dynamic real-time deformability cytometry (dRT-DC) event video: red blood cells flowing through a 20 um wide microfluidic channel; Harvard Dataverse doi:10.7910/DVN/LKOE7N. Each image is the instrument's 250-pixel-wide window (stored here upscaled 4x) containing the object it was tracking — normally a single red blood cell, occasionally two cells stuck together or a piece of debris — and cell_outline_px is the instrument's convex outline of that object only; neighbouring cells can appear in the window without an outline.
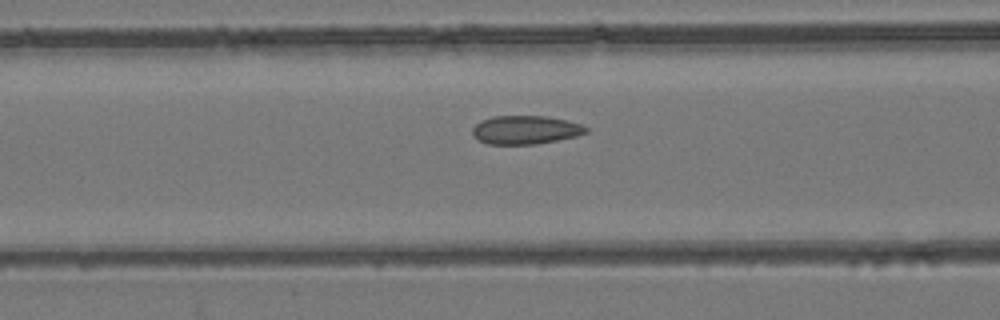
{"species": "common noctule bat (a hibernating species)", "species_latin": "Nyctalus noctula", "temperature_condition": "room temperature", "stored_images_in_passage": 52, "camera_frame_rate_fps": 3000, "um_per_image_px": 0.085, "animal": {"sex": "female", "body_mass_g": 24.6, "forearm_length_mm": 56.2}, "frame": {"image": 1, "passage_image": 20, "time_ms": 6.333, "image_size_px": [1000, 320], "cell_outline_px": [[588, 132], [576, 136], [536, 144], [488, 144], [472, 136], [472, 128], [480, 120], [492, 116], [548, 116], [568, 120], [580, 124], [588, 128]], "centroid_in_image_um": [44.65, 11.03], "position_along_channel_um": 122.0, "area_um2": 18.96}}
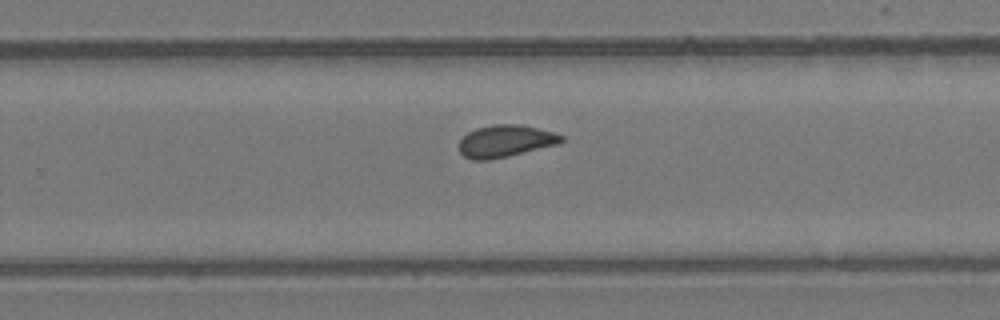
{"frame": {"image": 2, "passage_image": 33, "time_ms": 10.667, "image_size_px": [1000, 320], "cell_outline_px": [[564, 140], [560, 144], [508, 156], [488, 160], [472, 160], [464, 156], [460, 152], [460, 140], [468, 132], [476, 128], [496, 124], [524, 124], [552, 132], [564, 136]], "centroid_in_image_um": [42.99, 11.99], "position_along_channel_um": 286.8, "area_um2": 19.19}}
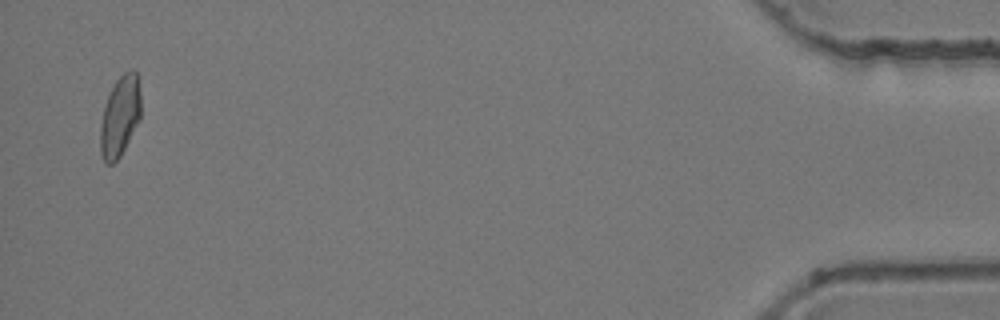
{"frame": {"image": 3, "passage_image": 51, "time_ms": 16.667, "image_size_px": [1000, 320], "cell_outline_px": [[140, 120], [120, 156], [112, 164], [104, 164], [100, 156], [100, 124], [104, 104], [116, 80], [124, 72], [132, 68], [136, 72], [140, 92]], "centroid_in_image_um": [10.18, 9.91], "position_along_channel_um": 425.0, "area_um2": 19.19}, "authors_computed_cell_mechanics": {"area_um2": 19.074, "velocity_mm_per_s": 3.8176, "shape_relaxation_time_tau1_ms": null, "shape_relaxation_time_tau2_ms": 1.6162, "deformation_change_tau1": null, "deformation_change_tau2": 0.0631}}